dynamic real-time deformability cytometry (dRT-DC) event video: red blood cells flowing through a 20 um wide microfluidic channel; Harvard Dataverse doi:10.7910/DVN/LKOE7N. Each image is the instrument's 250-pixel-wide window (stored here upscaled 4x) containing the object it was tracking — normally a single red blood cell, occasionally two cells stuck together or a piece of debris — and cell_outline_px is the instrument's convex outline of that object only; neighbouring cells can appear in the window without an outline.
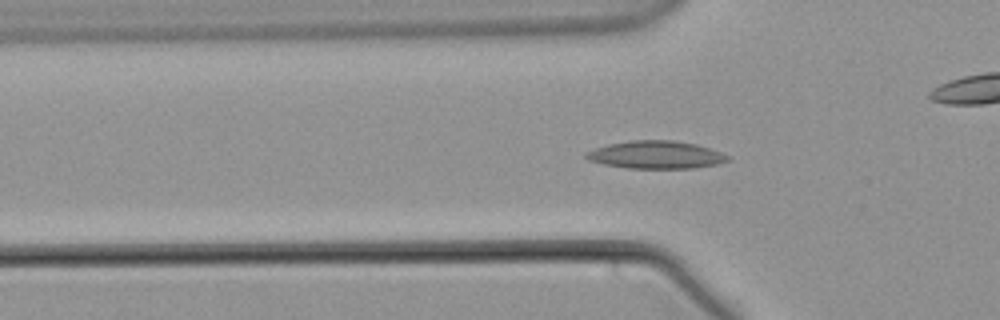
{"species": "common noctule bat (a hibernating species)", "species_latin": "Nyctalus noctula", "temperature_condition": "warm", "stored_images_in_passage": 57, "camera_frame_rate_fps": 3000, "um_per_image_px": 0.085, "animal": {"sex": "male", "body_mass_g": 21.5, "forearm_length_mm": 52.0}, "frame": {"image": 1, "passage_image": 18, "time_ms": 5.667, "image_size_px": [1000, 320], "cell_outline_px": [[732, 160], [716, 164], [696, 168], [628, 168], [604, 164], [588, 160], [584, 156], [584, 152], [608, 144], [632, 140], [672, 140], [696, 144], [732, 156]], "centroid_in_image_um": [55.77, 13.16], "position_along_channel_um": 70.0, "area_um2": 22.95}}
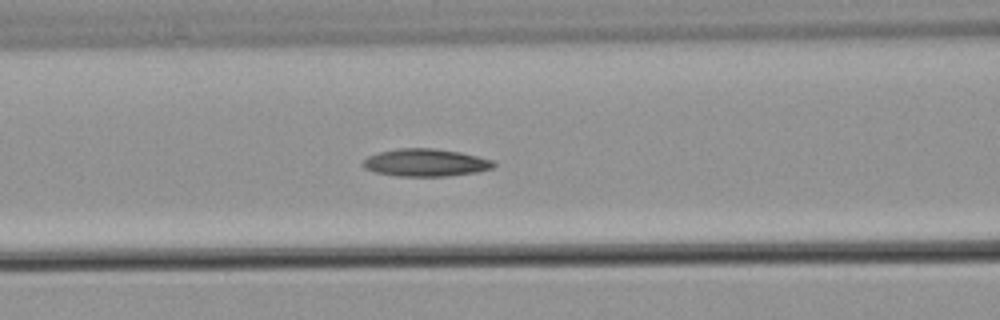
{"frame": {"image": 2, "passage_image": 23, "time_ms": 7.333, "image_size_px": [1000, 320], "cell_outline_px": [[496, 164], [492, 168], [476, 172], [448, 176], [396, 176], [376, 172], [364, 168], [360, 164], [368, 156], [380, 152], [396, 148], [432, 148], [460, 152], [492, 160]], "centroid_in_image_um": [36.14, 13.82], "position_along_channel_um": 130.5, "area_um2": 20.92}}
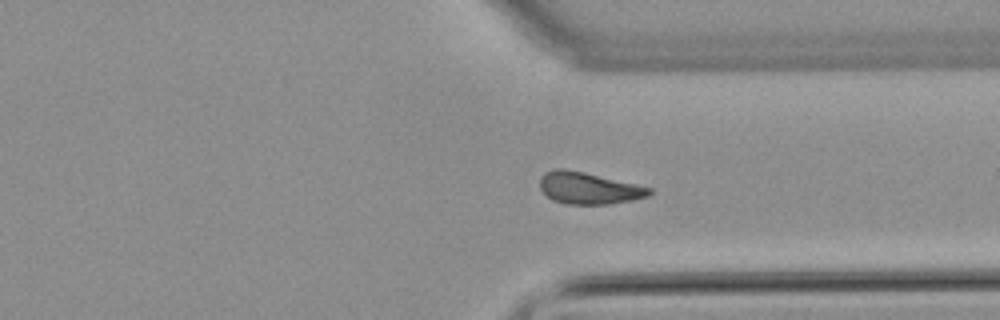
{"frame": {"image": 3, "passage_image": 42, "time_ms": 13.667, "image_size_px": [1000, 320], "cell_outline_px": [[652, 192], [648, 196], [612, 204], [568, 204], [552, 200], [540, 188], [540, 176], [544, 172], [556, 168], [564, 168], [584, 172], [636, 184], [652, 188]], "centroid_in_image_um": [50.02, 15.98], "position_along_channel_um": 361.4, "area_um2": 20.23}}